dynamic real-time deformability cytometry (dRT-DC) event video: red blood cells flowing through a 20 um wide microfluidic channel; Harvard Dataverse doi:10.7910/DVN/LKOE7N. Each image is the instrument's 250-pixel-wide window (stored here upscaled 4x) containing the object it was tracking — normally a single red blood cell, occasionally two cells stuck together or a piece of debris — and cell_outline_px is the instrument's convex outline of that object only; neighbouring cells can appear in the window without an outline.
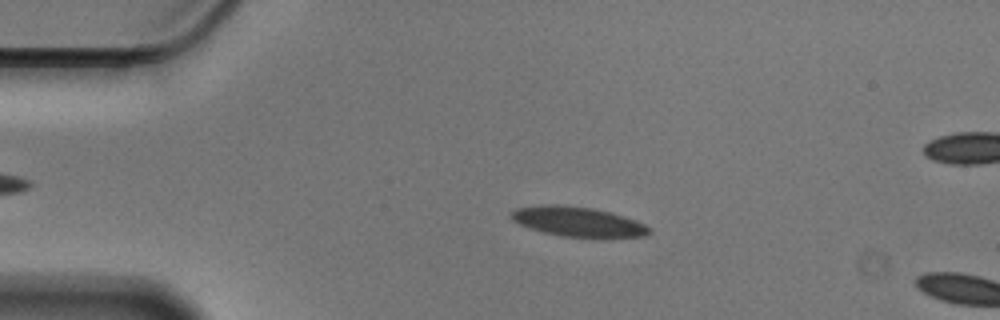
{"species": "Egyptian fruit bat (a non-hibernating species)", "species_latin": "Rousettus aegyptiacus", "temperature_condition": "cold", "stored_images_in_passage": 5, "camera_frame_rate_fps": 3000, "um_per_image_px": 0.085, "animal": {"sex": "male"}, "frame": {"image": 1, "passage_image": 2, "time_ms": 0.333, "image_size_px": [1000, 320], "cell_outline_px": [[652, 232], [648, 236], [564, 236], [544, 232], [520, 224], [512, 220], [508, 216], [516, 208], [548, 204], [556, 204], [592, 208], [612, 212], [636, 220], [652, 228]], "centroid_in_image_um": [49.14, 18.82], "position_along_channel_um": 35.9, "area_um2": 23.52}}